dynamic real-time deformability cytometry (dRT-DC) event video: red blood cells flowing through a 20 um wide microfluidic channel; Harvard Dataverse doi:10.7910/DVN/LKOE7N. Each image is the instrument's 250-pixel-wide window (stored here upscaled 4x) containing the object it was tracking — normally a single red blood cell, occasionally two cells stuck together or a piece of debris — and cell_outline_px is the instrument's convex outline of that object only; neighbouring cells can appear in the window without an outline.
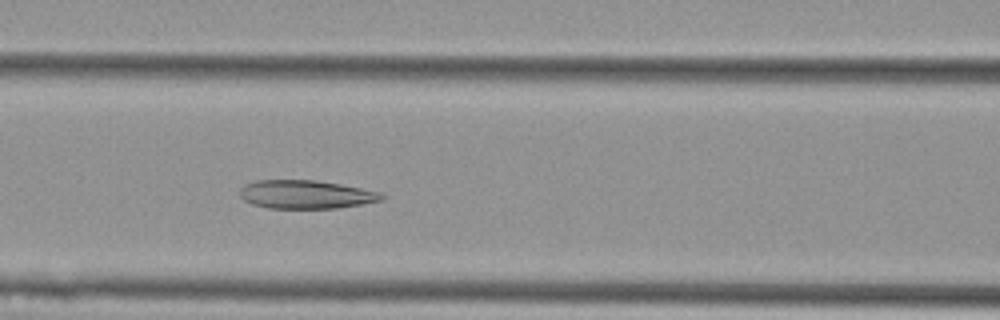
{"species": "Egyptian fruit bat (a non-hibernating species)", "species_latin": "Rousettus aegyptiacus", "temperature_condition": "cold", "stored_images_in_passage": 40, "camera_frame_rate_fps": 3000, "um_per_image_px": 0.085, "animal": {"sex": "female"}, "frame": {"image": 1, "passage_image": 16, "time_ms": 5.0, "image_size_px": [1000, 320], "cell_outline_px": [[384, 200], [336, 208], [268, 208], [252, 204], [244, 200], [240, 196], [240, 188], [244, 184], [256, 180], [316, 180], [340, 184], [380, 192], [384, 196]], "centroid_in_image_um": [25.97, 16.52], "position_along_channel_um": 140.6, "area_um2": 23.47}}
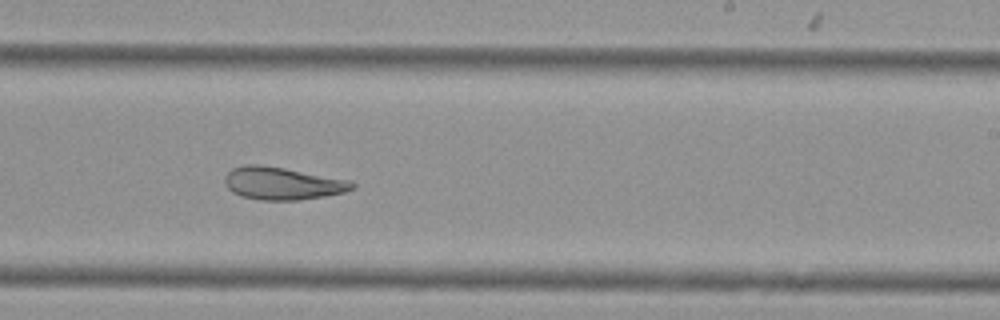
{"frame": {"image": 2, "passage_image": 26, "time_ms": 8.333, "image_size_px": [1000, 320], "cell_outline_px": [[356, 188], [344, 192], [324, 196], [296, 200], [260, 200], [244, 196], [232, 192], [224, 184], [224, 176], [232, 168], [244, 164], [256, 164], [284, 168], [352, 180], [356, 184]], "centroid_in_image_um": [24.02, 15.58], "position_along_channel_um": 265.0, "area_um2": 24.28}}
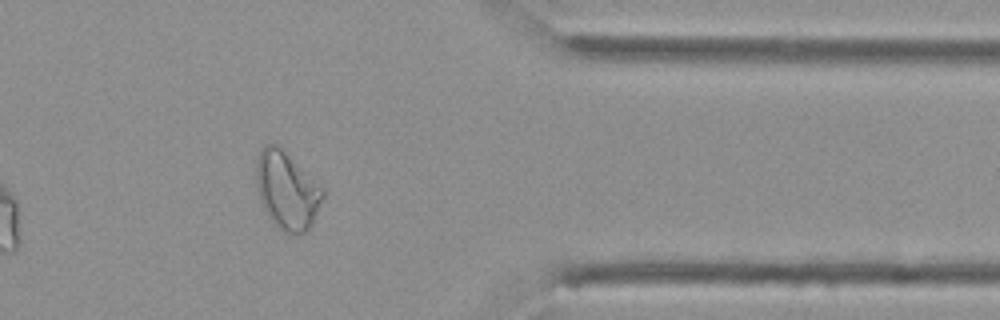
{"frame": {"image": 3, "passage_image": 37, "time_ms": 12.0, "image_size_px": [1000, 320], "cell_outline_px": [[324, 196], [312, 224], [304, 232], [288, 236], [276, 228], [272, 224], [264, 212], [260, 200], [256, 184], [256, 156], [264, 144], [280, 144], [324, 188]], "centroid_in_image_um": [24.37, 16.18], "position_along_channel_um": 387.0, "area_um2": 31.1}, "authors_computed_cell_mechanics": {"area_um2": 25.8077, "velocity_mm_per_s": 3.7479, "shape_relaxation_time_tau1_ms": null, "shape_relaxation_time_tau2_ms": 4.0867, "deformation_change_tau1": null, "deformation_change_tau2": 0.1119}}